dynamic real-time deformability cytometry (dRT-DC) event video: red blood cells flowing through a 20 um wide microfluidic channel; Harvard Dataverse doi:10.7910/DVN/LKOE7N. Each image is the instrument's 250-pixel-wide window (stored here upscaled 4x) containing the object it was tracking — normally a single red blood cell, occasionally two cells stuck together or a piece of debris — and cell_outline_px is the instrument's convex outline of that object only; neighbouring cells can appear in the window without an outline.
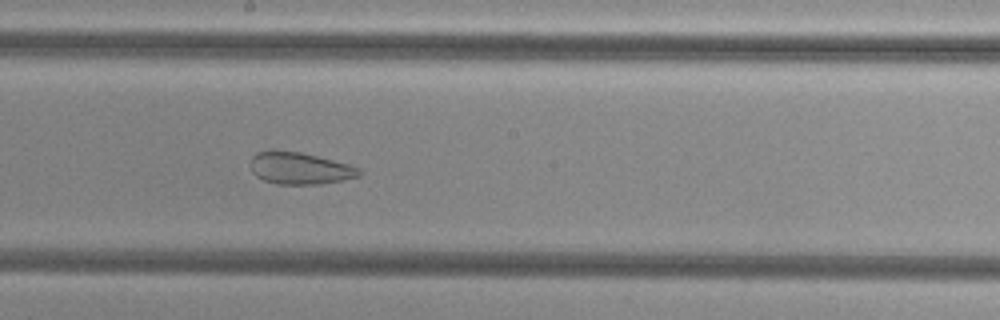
{"species": "common noctule bat (a hibernating species)", "species_latin": "Nyctalus noctula", "temperature_condition": "cold", "stored_images_in_passage": 49, "camera_frame_rate_fps": 3000, "um_per_image_px": 0.085, "animal": {"sex": "female", "body_mass_g": 29.2, "forearm_length_mm": 56.3}, "frame": {"image": 1, "passage_image": 30, "time_ms": 9.667, "image_size_px": [1000, 320], "cell_outline_px": [[360, 176], [320, 184], [276, 184], [264, 180], [256, 176], [252, 172], [248, 164], [252, 156], [256, 152], [272, 148], [300, 152], [348, 164], [360, 168]], "centroid_in_image_um": [25.39, 14.28], "position_along_channel_um": 222.8, "area_um2": 20.52}}
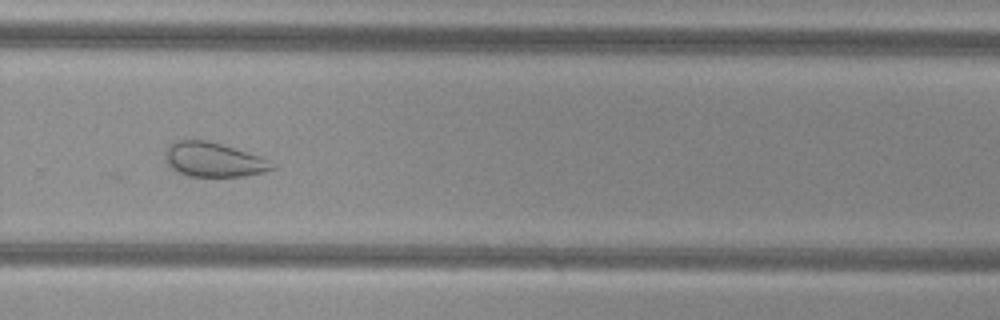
{"frame": {"image": 2, "passage_image": 37, "time_ms": 12.0, "image_size_px": [1000, 320], "cell_outline_px": [[276, 168], [264, 172], [244, 176], [188, 176], [176, 172], [168, 164], [168, 148], [176, 140], [204, 140], [220, 144], [260, 156], [276, 164]], "centroid_in_image_um": [18.21, 13.59], "position_along_channel_um": 311.6, "area_um2": 20.98}}
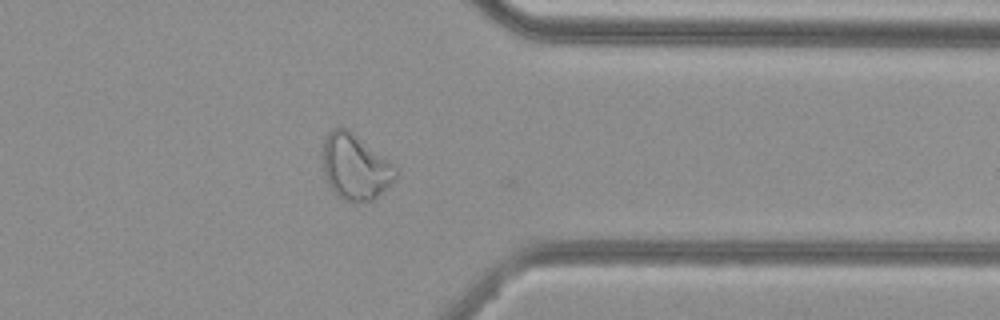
{"frame": {"image": 3, "passage_image": 43, "time_ms": 14.0, "image_size_px": [1000, 320], "cell_outline_px": [[400, 172], [372, 200], [356, 204], [344, 200], [328, 184], [320, 168], [320, 156], [324, 140], [328, 132], [332, 128], [348, 128], [400, 168]], "centroid_in_image_um": [30.15, 14.16], "position_along_channel_um": 381.3, "area_um2": 28.5}, "authors_computed_cell_mechanics": {"area_um2": 28.4954, "velocity_mm_per_s": 3.8119, "shape_relaxation_time_tau1_ms": null, "shape_relaxation_time_tau2_ms": 2.4024, "deformation_change_tau1": null, "deformation_change_tau2": 0.0914}}